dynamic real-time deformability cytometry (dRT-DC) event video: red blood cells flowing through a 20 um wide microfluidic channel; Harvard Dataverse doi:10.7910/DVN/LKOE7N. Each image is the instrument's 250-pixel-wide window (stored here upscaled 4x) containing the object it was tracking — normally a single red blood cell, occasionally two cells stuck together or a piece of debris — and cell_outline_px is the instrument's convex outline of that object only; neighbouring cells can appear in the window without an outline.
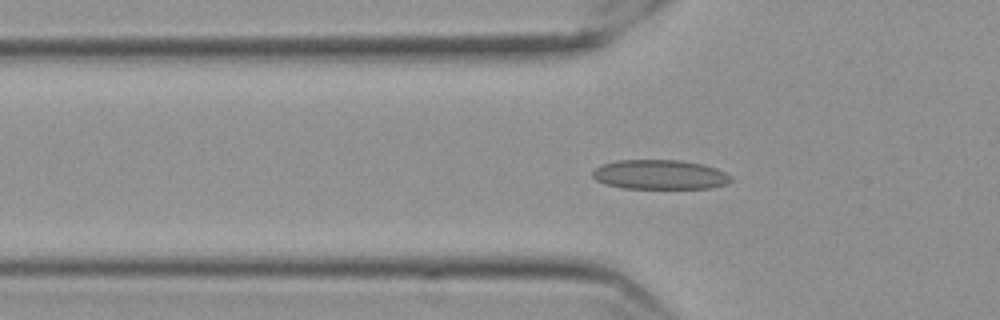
{"species": "Egyptian fruit bat (a non-hibernating species)", "species_latin": "Rousettus aegyptiacus", "temperature_condition": "cold", "stored_images_in_passage": 58, "camera_frame_rate_fps": 3000, "um_per_image_px": 0.085, "frame": {"image": 1, "passage_image": 20, "time_ms": 6.333, "image_size_px": [1000, 320], "cell_outline_px": [[732, 180], [724, 184], [712, 188], [624, 188], [604, 184], [596, 180], [592, 176], [592, 172], [600, 164], [616, 160], [680, 160], [704, 164], [716, 168], [732, 176]], "centroid_in_image_um": [56.07, 14.83], "position_along_channel_um": 69.7, "area_um2": 23.93}}
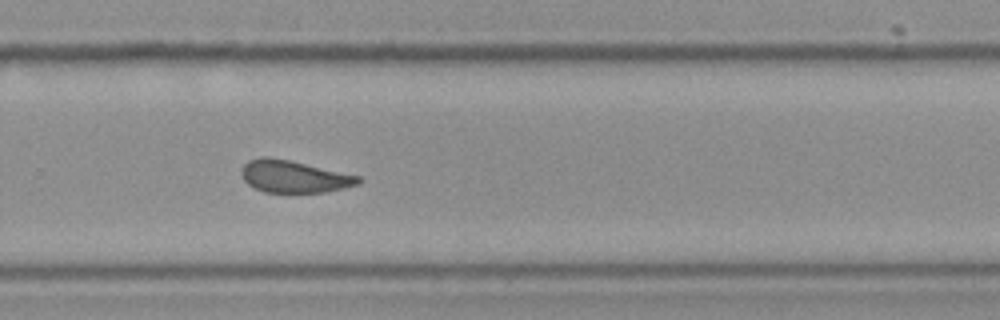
{"frame": {"image": 2, "passage_image": 40, "time_ms": 13.0, "image_size_px": [1000, 320], "cell_outline_px": [[364, 180], [356, 184], [344, 188], [324, 192], [264, 192], [248, 184], [244, 180], [240, 172], [240, 168], [248, 160], [260, 156], [268, 156], [288, 160], [360, 176]], "centroid_in_image_um": [24.95, 14.99], "position_along_channel_um": 304.9, "area_um2": 21.85}}
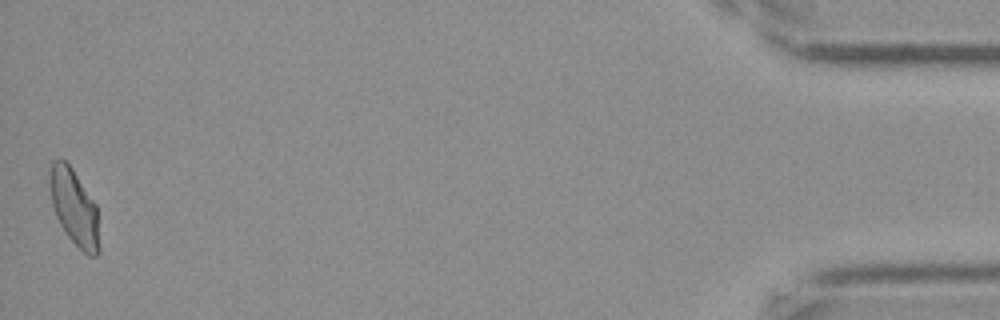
{"frame": {"image": 3, "passage_image": 58, "time_ms": 19.0, "image_size_px": [1000, 320], "cell_outline_px": [[100, 252], [96, 256], [88, 256], [68, 236], [60, 224], [56, 216], [52, 204], [48, 184], [48, 180], [52, 160], [64, 160], [72, 168], [96, 204], [100, 248]], "centroid_in_image_um": [6.31, 17.63], "position_along_channel_um": 428.9, "area_um2": 21.96}, "authors_computed_cell_mechanics": {"area_um2": 22.6576, "velocity_mm_per_s": 3.5285, "shape_relaxation_time_tau1_ms": null, "shape_relaxation_time_tau2_ms": 2.1419, "deformation_change_tau1": null, "deformation_change_tau2": 0.0722}}